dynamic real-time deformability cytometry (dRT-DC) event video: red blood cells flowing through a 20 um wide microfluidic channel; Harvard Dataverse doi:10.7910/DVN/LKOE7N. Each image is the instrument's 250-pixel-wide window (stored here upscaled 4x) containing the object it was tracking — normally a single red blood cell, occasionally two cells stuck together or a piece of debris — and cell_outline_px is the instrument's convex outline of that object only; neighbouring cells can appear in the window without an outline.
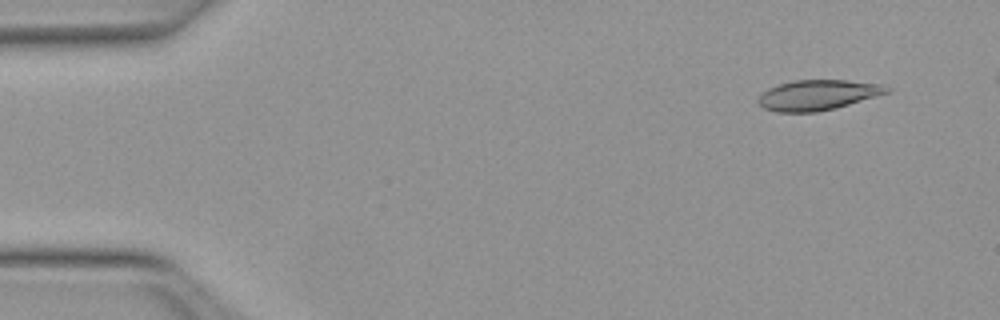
{"species": "Egyptian fruit bat (a non-hibernating species)", "species_latin": "Rousettus aegyptiacus", "temperature_condition": "warm", "stored_images_in_passage": 48, "camera_frame_rate_fps": 3000, "um_per_image_px": 0.085, "animal": {"sex": "female"}, "frame": {"image": 1, "passage_image": 4, "time_ms": 1.0, "image_size_px": [1000, 320], "cell_outline_px": [[892, 92], [836, 108], [816, 112], [776, 112], [764, 108], [756, 100], [768, 88], [780, 84], [796, 80], [844, 80], [884, 84], [892, 88]], "centroid_in_image_um": [69.58, 8.07], "position_along_channel_um": 15.4, "area_um2": 22.77}}
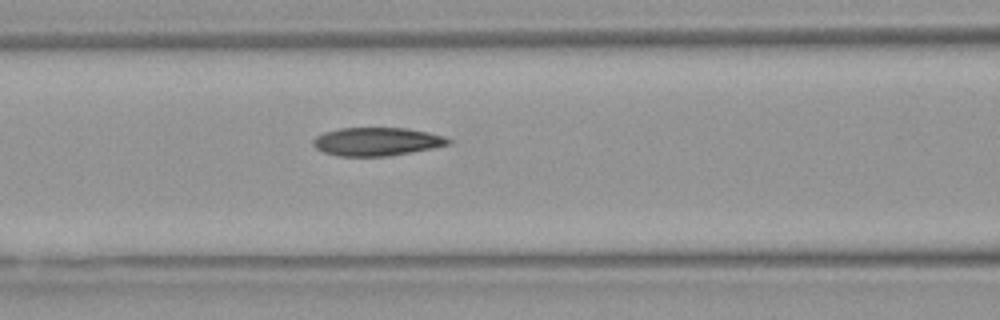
{"frame": {"image": 2, "passage_image": 21, "time_ms": 6.667, "image_size_px": [1000, 320], "cell_outline_px": [[452, 144], [412, 152], [388, 156], [336, 156], [324, 152], [316, 148], [312, 144], [312, 140], [316, 136], [324, 132], [340, 128], [408, 128], [428, 132], [444, 136], [452, 140]], "centroid_in_image_um": [32.04, 12.03], "position_along_channel_um": 134.6, "area_um2": 22.43}}
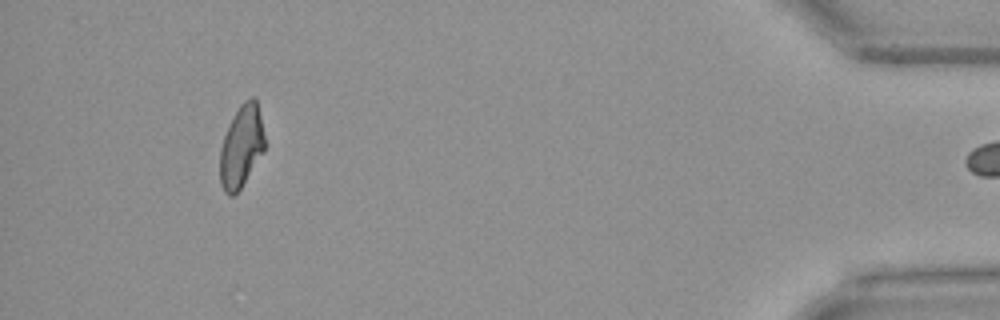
{"frame": {"image": 3, "passage_image": 47, "time_ms": 15.333, "image_size_px": [1000, 320], "cell_outline_px": [[264, 152], [240, 188], [232, 196], [228, 196], [224, 192], [220, 184], [220, 148], [224, 136], [240, 104], [244, 100], [252, 96], [256, 100], [260, 116], [264, 136]], "centroid_in_image_um": [20.51, 12.47], "position_along_channel_um": 414.7, "area_um2": 21.1}, "authors_computed_cell_mechanics": {"area_um2": 22.6576, "velocity_mm_per_s": 4.0105, "shape_relaxation_time_tau1_ms": null, "shape_relaxation_time_tau2_ms": 3.5323, "deformation_change_tau1": null, "deformation_change_tau2": 0.1061}}